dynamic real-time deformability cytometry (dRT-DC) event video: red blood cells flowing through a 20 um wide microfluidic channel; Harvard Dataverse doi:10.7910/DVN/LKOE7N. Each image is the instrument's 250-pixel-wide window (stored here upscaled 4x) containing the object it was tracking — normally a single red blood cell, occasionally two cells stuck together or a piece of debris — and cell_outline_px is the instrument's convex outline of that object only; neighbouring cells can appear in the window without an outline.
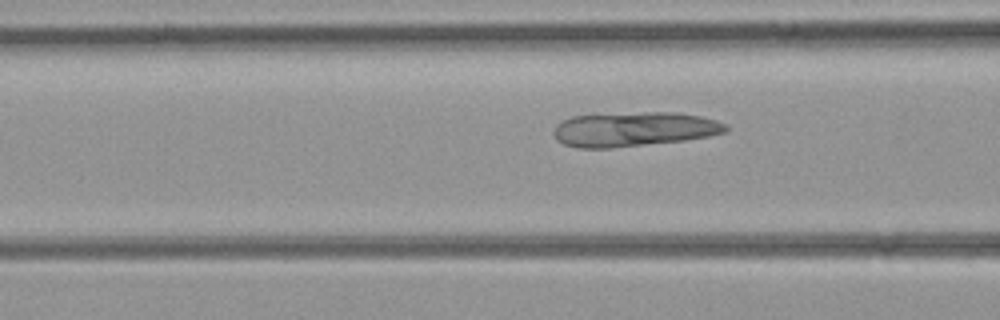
{"species": "common noctule bat (a hibernating species)", "species_latin": "Nyctalus noctula", "temperature_condition": "room temperature", "stored_images_in_passage": 12, "camera_frame_rate_fps": 3000, "um_per_image_px": 0.085, "animal": {"sex": "female", "body_mass_g": 21.9}, "frame": {"image": 1, "passage_image": 12, "time_ms": 3.667, "image_size_px": [1000, 320], "cell_outline_px": [[728, 128], [724, 132], [708, 136], [684, 140], [608, 148], [580, 148], [564, 144], [556, 140], [552, 132], [556, 124], [560, 120], [572, 116], [644, 112], [676, 112], [700, 116], [716, 120], [728, 124]], "centroid_in_image_um": [53.85, 10.97], "position_along_channel_um": 112.7, "area_um2": 34.56}}